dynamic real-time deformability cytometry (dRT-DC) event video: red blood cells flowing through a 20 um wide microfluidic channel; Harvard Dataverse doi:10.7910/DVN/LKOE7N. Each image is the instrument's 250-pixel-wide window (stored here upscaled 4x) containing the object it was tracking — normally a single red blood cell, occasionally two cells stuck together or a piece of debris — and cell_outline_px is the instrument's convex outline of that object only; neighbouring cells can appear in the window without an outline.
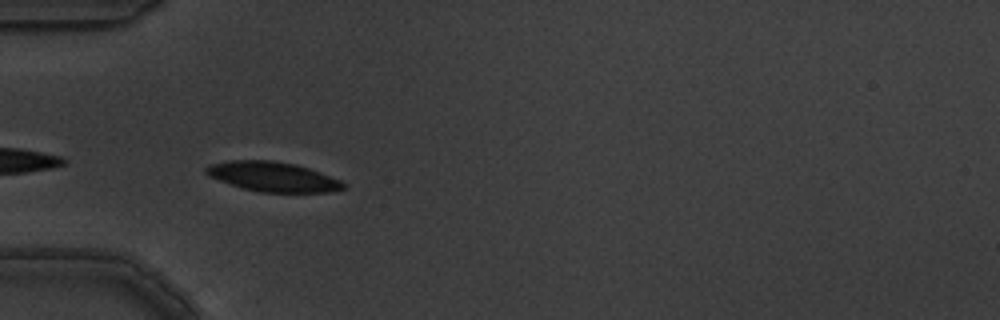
{"species": "common noctule bat (a hibernating species)", "species_latin": "Nyctalus noctula", "temperature_condition": "warm", "stored_images_in_passage": 5, "camera_frame_rate_fps": 3000, "um_per_image_px": 0.085, "animal": {"sex": "male", "body_mass_g": 19.5, "forearm_length_mm": 54.6}, "frame": {"image": 1, "passage_image": 5, "time_ms": 1.333, "image_size_px": [1000, 320], "cell_outline_px": [[348, 184], [344, 188], [328, 192], [260, 192], [244, 188], [208, 176], [204, 172], [204, 168], [208, 164], [228, 160], [272, 160], [296, 164], [308, 168], [340, 180]], "centroid_in_image_um": [23.17, 15.01], "position_along_channel_um": 61.8, "area_um2": 23.7}}